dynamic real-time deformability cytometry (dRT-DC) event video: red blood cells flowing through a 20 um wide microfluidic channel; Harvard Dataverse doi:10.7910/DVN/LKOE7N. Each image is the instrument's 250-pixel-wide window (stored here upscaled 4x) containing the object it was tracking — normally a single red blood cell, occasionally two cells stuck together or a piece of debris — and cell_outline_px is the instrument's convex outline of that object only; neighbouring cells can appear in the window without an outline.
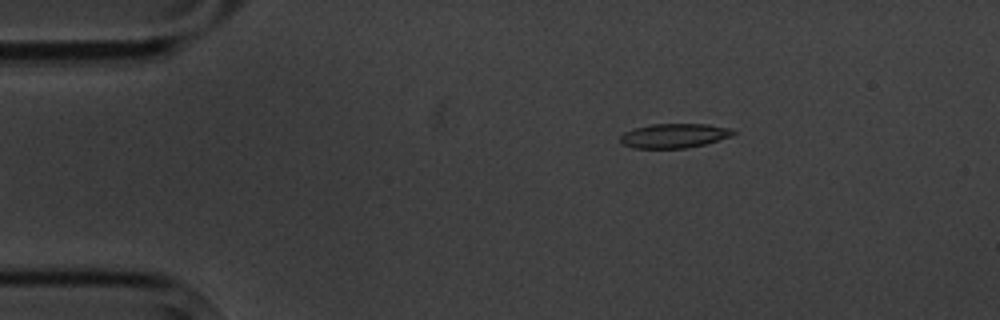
{"species": "common noctule bat (a hibernating species)", "species_latin": "Nyctalus noctula", "temperature_condition": "cold", "stored_images_in_passage": 6, "camera_frame_rate_fps": 3000, "um_per_image_px": 0.085, "animal": {"sex": "male", "body_mass_g": 20.1, "forearm_length_mm": 53.5}, "frame": {"image": 1, "passage_image": 6, "time_ms": 6.0, "image_size_px": [1000, 320], "cell_outline_px": [[736, 132], [732, 136], [704, 144], [684, 148], [632, 148], [620, 144], [620, 136], [624, 132], [636, 128], [652, 124], [708, 124], [732, 128]], "centroid_in_image_um": [57.3, 11.53], "position_along_channel_um": 27.7, "area_um2": 16.07}}